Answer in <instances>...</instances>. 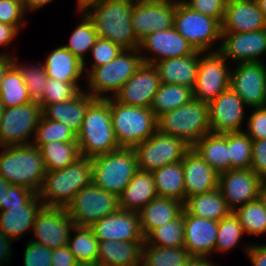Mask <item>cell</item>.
Returning a JSON list of instances; mask_svg holds the SVG:
<instances>
[{
    "label": "cell",
    "mask_w": 266,
    "mask_h": 266,
    "mask_svg": "<svg viewBox=\"0 0 266 266\" xmlns=\"http://www.w3.org/2000/svg\"><path fill=\"white\" fill-rule=\"evenodd\" d=\"M133 4L134 0H102L83 13L92 20L99 38L108 39L122 49H138L140 41L131 22Z\"/></svg>",
    "instance_id": "6da1fadb"
},
{
    "label": "cell",
    "mask_w": 266,
    "mask_h": 266,
    "mask_svg": "<svg viewBox=\"0 0 266 266\" xmlns=\"http://www.w3.org/2000/svg\"><path fill=\"white\" fill-rule=\"evenodd\" d=\"M92 175V158L81 156L64 169L47 171L39 198L44 206L66 208L83 187L92 183Z\"/></svg>",
    "instance_id": "7a4b0ae2"
},
{
    "label": "cell",
    "mask_w": 266,
    "mask_h": 266,
    "mask_svg": "<svg viewBox=\"0 0 266 266\" xmlns=\"http://www.w3.org/2000/svg\"><path fill=\"white\" fill-rule=\"evenodd\" d=\"M0 153V175L11 185L22 186L38 194L46 168L42 154L33 144L3 146Z\"/></svg>",
    "instance_id": "3957f363"
},
{
    "label": "cell",
    "mask_w": 266,
    "mask_h": 266,
    "mask_svg": "<svg viewBox=\"0 0 266 266\" xmlns=\"http://www.w3.org/2000/svg\"><path fill=\"white\" fill-rule=\"evenodd\" d=\"M77 143L81 156L90 158L121 148L112 127L110 98L95 99L88 106Z\"/></svg>",
    "instance_id": "277c9868"
},
{
    "label": "cell",
    "mask_w": 266,
    "mask_h": 266,
    "mask_svg": "<svg viewBox=\"0 0 266 266\" xmlns=\"http://www.w3.org/2000/svg\"><path fill=\"white\" fill-rule=\"evenodd\" d=\"M112 127L120 147L133 148L157 130V117L150 108L131 106L110 97Z\"/></svg>",
    "instance_id": "5b68a950"
},
{
    "label": "cell",
    "mask_w": 266,
    "mask_h": 266,
    "mask_svg": "<svg viewBox=\"0 0 266 266\" xmlns=\"http://www.w3.org/2000/svg\"><path fill=\"white\" fill-rule=\"evenodd\" d=\"M158 130L166 135L179 137L191 147L211 132L208 103L192 99L157 118Z\"/></svg>",
    "instance_id": "8992f818"
},
{
    "label": "cell",
    "mask_w": 266,
    "mask_h": 266,
    "mask_svg": "<svg viewBox=\"0 0 266 266\" xmlns=\"http://www.w3.org/2000/svg\"><path fill=\"white\" fill-rule=\"evenodd\" d=\"M142 54L139 49H123L109 63L93 68L87 75L89 93L95 99H107L112 96L102 95L113 92V97L142 65Z\"/></svg>",
    "instance_id": "52a82bcc"
},
{
    "label": "cell",
    "mask_w": 266,
    "mask_h": 266,
    "mask_svg": "<svg viewBox=\"0 0 266 266\" xmlns=\"http://www.w3.org/2000/svg\"><path fill=\"white\" fill-rule=\"evenodd\" d=\"M92 182L118 197L139 170L133 148L118 150L92 158Z\"/></svg>",
    "instance_id": "ba28073f"
},
{
    "label": "cell",
    "mask_w": 266,
    "mask_h": 266,
    "mask_svg": "<svg viewBox=\"0 0 266 266\" xmlns=\"http://www.w3.org/2000/svg\"><path fill=\"white\" fill-rule=\"evenodd\" d=\"M173 27L195 50L206 53L215 41L221 40V23L176 0Z\"/></svg>",
    "instance_id": "9c48e42d"
},
{
    "label": "cell",
    "mask_w": 266,
    "mask_h": 266,
    "mask_svg": "<svg viewBox=\"0 0 266 266\" xmlns=\"http://www.w3.org/2000/svg\"><path fill=\"white\" fill-rule=\"evenodd\" d=\"M66 209L74 225L91 227L120 209L119 197L92 182L74 196Z\"/></svg>",
    "instance_id": "30bf717a"
},
{
    "label": "cell",
    "mask_w": 266,
    "mask_h": 266,
    "mask_svg": "<svg viewBox=\"0 0 266 266\" xmlns=\"http://www.w3.org/2000/svg\"><path fill=\"white\" fill-rule=\"evenodd\" d=\"M190 148L183 139L163 134L159 130L133 147L139 170L150 173L165 165L182 161Z\"/></svg>",
    "instance_id": "8fae6325"
},
{
    "label": "cell",
    "mask_w": 266,
    "mask_h": 266,
    "mask_svg": "<svg viewBox=\"0 0 266 266\" xmlns=\"http://www.w3.org/2000/svg\"><path fill=\"white\" fill-rule=\"evenodd\" d=\"M41 115V105L32 101L5 108L0 121V147L32 144L27 140L36 133Z\"/></svg>",
    "instance_id": "7c38bea8"
},
{
    "label": "cell",
    "mask_w": 266,
    "mask_h": 266,
    "mask_svg": "<svg viewBox=\"0 0 266 266\" xmlns=\"http://www.w3.org/2000/svg\"><path fill=\"white\" fill-rule=\"evenodd\" d=\"M206 54L200 57L193 97L209 103L230 87L231 70L218 50Z\"/></svg>",
    "instance_id": "4fadbf2b"
},
{
    "label": "cell",
    "mask_w": 266,
    "mask_h": 266,
    "mask_svg": "<svg viewBox=\"0 0 266 266\" xmlns=\"http://www.w3.org/2000/svg\"><path fill=\"white\" fill-rule=\"evenodd\" d=\"M175 11L176 0H134L131 22L137 39L172 28Z\"/></svg>",
    "instance_id": "5bb4252c"
},
{
    "label": "cell",
    "mask_w": 266,
    "mask_h": 266,
    "mask_svg": "<svg viewBox=\"0 0 266 266\" xmlns=\"http://www.w3.org/2000/svg\"><path fill=\"white\" fill-rule=\"evenodd\" d=\"M73 227L74 223L66 208L43 206L33 225V234L37 238L33 242L50 250L57 249L68 244Z\"/></svg>",
    "instance_id": "9a60e30c"
},
{
    "label": "cell",
    "mask_w": 266,
    "mask_h": 266,
    "mask_svg": "<svg viewBox=\"0 0 266 266\" xmlns=\"http://www.w3.org/2000/svg\"><path fill=\"white\" fill-rule=\"evenodd\" d=\"M230 73V88L252 108L266 106V66L263 62L238 63Z\"/></svg>",
    "instance_id": "2e32d148"
},
{
    "label": "cell",
    "mask_w": 266,
    "mask_h": 266,
    "mask_svg": "<svg viewBox=\"0 0 266 266\" xmlns=\"http://www.w3.org/2000/svg\"><path fill=\"white\" fill-rule=\"evenodd\" d=\"M264 181L251 169H231L219 174L218 189L228 207L236 208L260 197Z\"/></svg>",
    "instance_id": "e0dca14e"
},
{
    "label": "cell",
    "mask_w": 266,
    "mask_h": 266,
    "mask_svg": "<svg viewBox=\"0 0 266 266\" xmlns=\"http://www.w3.org/2000/svg\"><path fill=\"white\" fill-rule=\"evenodd\" d=\"M160 85L156 67L142 63L113 98L126 105L150 108Z\"/></svg>",
    "instance_id": "ac0fdd59"
},
{
    "label": "cell",
    "mask_w": 266,
    "mask_h": 266,
    "mask_svg": "<svg viewBox=\"0 0 266 266\" xmlns=\"http://www.w3.org/2000/svg\"><path fill=\"white\" fill-rule=\"evenodd\" d=\"M91 228L98 241L144 242L139 213L121 210L105 216L94 223Z\"/></svg>",
    "instance_id": "d6986e66"
},
{
    "label": "cell",
    "mask_w": 266,
    "mask_h": 266,
    "mask_svg": "<svg viewBox=\"0 0 266 266\" xmlns=\"http://www.w3.org/2000/svg\"><path fill=\"white\" fill-rule=\"evenodd\" d=\"M210 129L213 133L243 131L245 103L230 87L208 103Z\"/></svg>",
    "instance_id": "ffe728a7"
},
{
    "label": "cell",
    "mask_w": 266,
    "mask_h": 266,
    "mask_svg": "<svg viewBox=\"0 0 266 266\" xmlns=\"http://www.w3.org/2000/svg\"><path fill=\"white\" fill-rule=\"evenodd\" d=\"M221 39L218 52L231 61L259 62L261 55L266 53V28L253 32L222 33Z\"/></svg>",
    "instance_id": "44dd1931"
},
{
    "label": "cell",
    "mask_w": 266,
    "mask_h": 266,
    "mask_svg": "<svg viewBox=\"0 0 266 266\" xmlns=\"http://www.w3.org/2000/svg\"><path fill=\"white\" fill-rule=\"evenodd\" d=\"M139 51H149L157 55L155 58L142 56L143 63L154 65L168 58L183 57L193 54L196 50L174 27L145 36L139 43Z\"/></svg>",
    "instance_id": "7402d4cb"
},
{
    "label": "cell",
    "mask_w": 266,
    "mask_h": 266,
    "mask_svg": "<svg viewBox=\"0 0 266 266\" xmlns=\"http://www.w3.org/2000/svg\"><path fill=\"white\" fill-rule=\"evenodd\" d=\"M265 28L266 21L256 0H227L222 33L253 32Z\"/></svg>",
    "instance_id": "603a6c76"
},
{
    "label": "cell",
    "mask_w": 266,
    "mask_h": 266,
    "mask_svg": "<svg viewBox=\"0 0 266 266\" xmlns=\"http://www.w3.org/2000/svg\"><path fill=\"white\" fill-rule=\"evenodd\" d=\"M185 199L218 188L219 174L192 147L182 159Z\"/></svg>",
    "instance_id": "cb8c5ba5"
},
{
    "label": "cell",
    "mask_w": 266,
    "mask_h": 266,
    "mask_svg": "<svg viewBox=\"0 0 266 266\" xmlns=\"http://www.w3.org/2000/svg\"><path fill=\"white\" fill-rule=\"evenodd\" d=\"M218 222L184 212V248L191 256L207 257L215 250Z\"/></svg>",
    "instance_id": "d4e9b609"
},
{
    "label": "cell",
    "mask_w": 266,
    "mask_h": 266,
    "mask_svg": "<svg viewBox=\"0 0 266 266\" xmlns=\"http://www.w3.org/2000/svg\"><path fill=\"white\" fill-rule=\"evenodd\" d=\"M204 52L195 51L183 57H174L160 60L154 64L161 83L179 84L194 88L200 63V55Z\"/></svg>",
    "instance_id": "484cf974"
},
{
    "label": "cell",
    "mask_w": 266,
    "mask_h": 266,
    "mask_svg": "<svg viewBox=\"0 0 266 266\" xmlns=\"http://www.w3.org/2000/svg\"><path fill=\"white\" fill-rule=\"evenodd\" d=\"M94 100V97L82 90L68 101L41 105L42 115L48 120L65 124L77 135L82 127L86 110Z\"/></svg>",
    "instance_id": "4316f807"
},
{
    "label": "cell",
    "mask_w": 266,
    "mask_h": 266,
    "mask_svg": "<svg viewBox=\"0 0 266 266\" xmlns=\"http://www.w3.org/2000/svg\"><path fill=\"white\" fill-rule=\"evenodd\" d=\"M183 212V203L177 199L157 196L138 213L142 233L146 237L152 230L178 218Z\"/></svg>",
    "instance_id": "83f0119b"
},
{
    "label": "cell",
    "mask_w": 266,
    "mask_h": 266,
    "mask_svg": "<svg viewBox=\"0 0 266 266\" xmlns=\"http://www.w3.org/2000/svg\"><path fill=\"white\" fill-rule=\"evenodd\" d=\"M144 242L99 241L98 266H141Z\"/></svg>",
    "instance_id": "f1b7e54d"
},
{
    "label": "cell",
    "mask_w": 266,
    "mask_h": 266,
    "mask_svg": "<svg viewBox=\"0 0 266 266\" xmlns=\"http://www.w3.org/2000/svg\"><path fill=\"white\" fill-rule=\"evenodd\" d=\"M157 196L152 174L138 170L119 196V207L121 210L139 212Z\"/></svg>",
    "instance_id": "f546056e"
},
{
    "label": "cell",
    "mask_w": 266,
    "mask_h": 266,
    "mask_svg": "<svg viewBox=\"0 0 266 266\" xmlns=\"http://www.w3.org/2000/svg\"><path fill=\"white\" fill-rule=\"evenodd\" d=\"M44 204H20L0 211V231L11 240L33 229L36 216Z\"/></svg>",
    "instance_id": "4dcf8cb0"
},
{
    "label": "cell",
    "mask_w": 266,
    "mask_h": 266,
    "mask_svg": "<svg viewBox=\"0 0 266 266\" xmlns=\"http://www.w3.org/2000/svg\"><path fill=\"white\" fill-rule=\"evenodd\" d=\"M183 211L188 215L211 219L217 222L233 212L228 207L223 194L218 188L214 191L185 199Z\"/></svg>",
    "instance_id": "1f68e13d"
},
{
    "label": "cell",
    "mask_w": 266,
    "mask_h": 266,
    "mask_svg": "<svg viewBox=\"0 0 266 266\" xmlns=\"http://www.w3.org/2000/svg\"><path fill=\"white\" fill-rule=\"evenodd\" d=\"M49 78L64 82H78L83 74V62L63 45L50 52L43 63Z\"/></svg>",
    "instance_id": "d6a6232c"
},
{
    "label": "cell",
    "mask_w": 266,
    "mask_h": 266,
    "mask_svg": "<svg viewBox=\"0 0 266 266\" xmlns=\"http://www.w3.org/2000/svg\"><path fill=\"white\" fill-rule=\"evenodd\" d=\"M192 148L218 174L229 170L228 133L210 132L198 140Z\"/></svg>",
    "instance_id": "836d02e7"
},
{
    "label": "cell",
    "mask_w": 266,
    "mask_h": 266,
    "mask_svg": "<svg viewBox=\"0 0 266 266\" xmlns=\"http://www.w3.org/2000/svg\"><path fill=\"white\" fill-rule=\"evenodd\" d=\"M158 196L185 202L182 161L165 165L151 173Z\"/></svg>",
    "instance_id": "e575fe53"
},
{
    "label": "cell",
    "mask_w": 266,
    "mask_h": 266,
    "mask_svg": "<svg viewBox=\"0 0 266 266\" xmlns=\"http://www.w3.org/2000/svg\"><path fill=\"white\" fill-rule=\"evenodd\" d=\"M42 154L46 171L61 170L81 157L77 142L53 141L45 144H33Z\"/></svg>",
    "instance_id": "d590c367"
},
{
    "label": "cell",
    "mask_w": 266,
    "mask_h": 266,
    "mask_svg": "<svg viewBox=\"0 0 266 266\" xmlns=\"http://www.w3.org/2000/svg\"><path fill=\"white\" fill-rule=\"evenodd\" d=\"M193 97V89L179 84H163L154 95L150 109L158 118L165 112L174 110L189 103Z\"/></svg>",
    "instance_id": "8d00e7d4"
},
{
    "label": "cell",
    "mask_w": 266,
    "mask_h": 266,
    "mask_svg": "<svg viewBox=\"0 0 266 266\" xmlns=\"http://www.w3.org/2000/svg\"><path fill=\"white\" fill-rule=\"evenodd\" d=\"M71 231H76V235L71 238V234H69L67 245L77 262L96 265L99 241L96 239L93 229L88 226L74 225Z\"/></svg>",
    "instance_id": "74e56055"
},
{
    "label": "cell",
    "mask_w": 266,
    "mask_h": 266,
    "mask_svg": "<svg viewBox=\"0 0 266 266\" xmlns=\"http://www.w3.org/2000/svg\"><path fill=\"white\" fill-rule=\"evenodd\" d=\"M190 257L184 246L166 248L150 245L144 241L141 266H184Z\"/></svg>",
    "instance_id": "f35d334b"
},
{
    "label": "cell",
    "mask_w": 266,
    "mask_h": 266,
    "mask_svg": "<svg viewBox=\"0 0 266 266\" xmlns=\"http://www.w3.org/2000/svg\"><path fill=\"white\" fill-rule=\"evenodd\" d=\"M0 99L5 108L16 107L31 102L22 75L14 64L6 71L1 82Z\"/></svg>",
    "instance_id": "ab89813d"
},
{
    "label": "cell",
    "mask_w": 266,
    "mask_h": 266,
    "mask_svg": "<svg viewBox=\"0 0 266 266\" xmlns=\"http://www.w3.org/2000/svg\"><path fill=\"white\" fill-rule=\"evenodd\" d=\"M233 213L239 219L244 233L266 234V208L260 197L236 208Z\"/></svg>",
    "instance_id": "60d3db41"
},
{
    "label": "cell",
    "mask_w": 266,
    "mask_h": 266,
    "mask_svg": "<svg viewBox=\"0 0 266 266\" xmlns=\"http://www.w3.org/2000/svg\"><path fill=\"white\" fill-rule=\"evenodd\" d=\"M145 242L166 248L184 246V211L178 218L152 230Z\"/></svg>",
    "instance_id": "b9f144b4"
},
{
    "label": "cell",
    "mask_w": 266,
    "mask_h": 266,
    "mask_svg": "<svg viewBox=\"0 0 266 266\" xmlns=\"http://www.w3.org/2000/svg\"><path fill=\"white\" fill-rule=\"evenodd\" d=\"M83 16L85 17L80 25L72 32L69 44L63 46L83 62L84 70L87 65L84 60L85 53L92 49L98 36L90 17L86 13Z\"/></svg>",
    "instance_id": "7bdbcfd3"
},
{
    "label": "cell",
    "mask_w": 266,
    "mask_h": 266,
    "mask_svg": "<svg viewBox=\"0 0 266 266\" xmlns=\"http://www.w3.org/2000/svg\"><path fill=\"white\" fill-rule=\"evenodd\" d=\"M252 139L245 131L228 133L229 170L250 169L252 159Z\"/></svg>",
    "instance_id": "ee69618b"
},
{
    "label": "cell",
    "mask_w": 266,
    "mask_h": 266,
    "mask_svg": "<svg viewBox=\"0 0 266 266\" xmlns=\"http://www.w3.org/2000/svg\"><path fill=\"white\" fill-rule=\"evenodd\" d=\"M34 135L32 144H45L53 141L77 142V135L68 126L58 121L48 120L43 115H41Z\"/></svg>",
    "instance_id": "f6af8a7d"
},
{
    "label": "cell",
    "mask_w": 266,
    "mask_h": 266,
    "mask_svg": "<svg viewBox=\"0 0 266 266\" xmlns=\"http://www.w3.org/2000/svg\"><path fill=\"white\" fill-rule=\"evenodd\" d=\"M13 64L18 68L22 75V79L28 89V94L32 102L40 104L44 97L45 83L48 76L45 71L43 64H38L36 66L31 65H20L17 63L15 58H13Z\"/></svg>",
    "instance_id": "bcb514c9"
},
{
    "label": "cell",
    "mask_w": 266,
    "mask_h": 266,
    "mask_svg": "<svg viewBox=\"0 0 266 266\" xmlns=\"http://www.w3.org/2000/svg\"><path fill=\"white\" fill-rule=\"evenodd\" d=\"M217 230L218 233L214 250L217 252H226L237 246L241 237L244 235L243 227L233 212L218 221Z\"/></svg>",
    "instance_id": "7dc6e473"
},
{
    "label": "cell",
    "mask_w": 266,
    "mask_h": 266,
    "mask_svg": "<svg viewBox=\"0 0 266 266\" xmlns=\"http://www.w3.org/2000/svg\"><path fill=\"white\" fill-rule=\"evenodd\" d=\"M78 82H64L58 79H47L44 88V97L40 105L56 104L74 98L83 89Z\"/></svg>",
    "instance_id": "c3c4849f"
},
{
    "label": "cell",
    "mask_w": 266,
    "mask_h": 266,
    "mask_svg": "<svg viewBox=\"0 0 266 266\" xmlns=\"http://www.w3.org/2000/svg\"><path fill=\"white\" fill-rule=\"evenodd\" d=\"M123 49L108 39L97 38L94 46L90 51L93 54L94 63L91 65V68L87 71V74L95 67H99L109 63L111 60L115 59L117 55Z\"/></svg>",
    "instance_id": "681fc988"
},
{
    "label": "cell",
    "mask_w": 266,
    "mask_h": 266,
    "mask_svg": "<svg viewBox=\"0 0 266 266\" xmlns=\"http://www.w3.org/2000/svg\"><path fill=\"white\" fill-rule=\"evenodd\" d=\"M24 2L20 0H0V22L13 25L19 29L25 20ZM24 19V20H23Z\"/></svg>",
    "instance_id": "f907efd6"
},
{
    "label": "cell",
    "mask_w": 266,
    "mask_h": 266,
    "mask_svg": "<svg viewBox=\"0 0 266 266\" xmlns=\"http://www.w3.org/2000/svg\"><path fill=\"white\" fill-rule=\"evenodd\" d=\"M40 201L39 195L30 189L11 185L6 190L5 205L0 206V211L8 210L11 206L20 204H43Z\"/></svg>",
    "instance_id": "816d5d0a"
},
{
    "label": "cell",
    "mask_w": 266,
    "mask_h": 266,
    "mask_svg": "<svg viewBox=\"0 0 266 266\" xmlns=\"http://www.w3.org/2000/svg\"><path fill=\"white\" fill-rule=\"evenodd\" d=\"M52 250L30 241L24 252V266H51Z\"/></svg>",
    "instance_id": "f5cc1de1"
},
{
    "label": "cell",
    "mask_w": 266,
    "mask_h": 266,
    "mask_svg": "<svg viewBox=\"0 0 266 266\" xmlns=\"http://www.w3.org/2000/svg\"><path fill=\"white\" fill-rule=\"evenodd\" d=\"M184 2L193 10L217 19L222 23L227 0H184Z\"/></svg>",
    "instance_id": "db71d44e"
},
{
    "label": "cell",
    "mask_w": 266,
    "mask_h": 266,
    "mask_svg": "<svg viewBox=\"0 0 266 266\" xmlns=\"http://www.w3.org/2000/svg\"><path fill=\"white\" fill-rule=\"evenodd\" d=\"M247 121L245 133L252 140L266 139V106L254 108Z\"/></svg>",
    "instance_id": "11a10c76"
},
{
    "label": "cell",
    "mask_w": 266,
    "mask_h": 266,
    "mask_svg": "<svg viewBox=\"0 0 266 266\" xmlns=\"http://www.w3.org/2000/svg\"><path fill=\"white\" fill-rule=\"evenodd\" d=\"M251 170L266 182V139L252 140Z\"/></svg>",
    "instance_id": "9f6ffc18"
},
{
    "label": "cell",
    "mask_w": 266,
    "mask_h": 266,
    "mask_svg": "<svg viewBox=\"0 0 266 266\" xmlns=\"http://www.w3.org/2000/svg\"><path fill=\"white\" fill-rule=\"evenodd\" d=\"M77 264L78 262L68 245L52 250L51 266H76Z\"/></svg>",
    "instance_id": "6f0895ef"
},
{
    "label": "cell",
    "mask_w": 266,
    "mask_h": 266,
    "mask_svg": "<svg viewBox=\"0 0 266 266\" xmlns=\"http://www.w3.org/2000/svg\"><path fill=\"white\" fill-rule=\"evenodd\" d=\"M245 250L253 266H266V244L246 246Z\"/></svg>",
    "instance_id": "680465c9"
},
{
    "label": "cell",
    "mask_w": 266,
    "mask_h": 266,
    "mask_svg": "<svg viewBox=\"0 0 266 266\" xmlns=\"http://www.w3.org/2000/svg\"><path fill=\"white\" fill-rule=\"evenodd\" d=\"M20 29L10 24L0 22V46L10 44L14 41Z\"/></svg>",
    "instance_id": "91938a15"
},
{
    "label": "cell",
    "mask_w": 266,
    "mask_h": 266,
    "mask_svg": "<svg viewBox=\"0 0 266 266\" xmlns=\"http://www.w3.org/2000/svg\"><path fill=\"white\" fill-rule=\"evenodd\" d=\"M11 239H8L1 231H0V266H3L2 264H7L8 260L11 258H8L11 256L12 250H11Z\"/></svg>",
    "instance_id": "94428289"
},
{
    "label": "cell",
    "mask_w": 266,
    "mask_h": 266,
    "mask_svg": "<svg viewBox=\"0 0 266 266\" xmlns=\"http://www.w3.org/2000/svg\"><path fill=\"white\" fill-rule=\"evenodd\" d=\"M13 65V58L8 53L0 52V85L6 71Z\"/></svg>",
    "instance_id": "6125c7cd"
},
{
    "label": "cell",
    "mask_w": 266,
    "mask_h": 266,
    "mask_svg": "<svg viewBox=\"0 0 266 266\" xmlns=\"http://www.w3.org/2000/svg\"><path fill=\"white\" fill-rule=\"evenodd\" d=\"M208 257L191 256L184 266H215Z\"/></svg>",
    "instance_id": "be15d7a7"
},
{
    "label": "cell",
    "mask_w": 266,
    "mask_h": 266,
    "mask_svg": "<svg viewBox=\"0 0 266 266\" xmlns=\"http://www.w3.org/2000/svg\"><path fill=\"white\" fill-rule=\"evenodd\" d=\"M51 1L52 0H25L24 2L25 11L37 10Z\"/></svg>",
    "instance_id": "e7e4bbea"
},
{
    "label": "cell",
    "mask_w": 266,
    "mask_h": 266,
    "mask_svg": "<svg viewBox=\"0 0 266 266\" xmlns=\"http://www.w3.org/2000/svg\"><path fill=\"white\" fill-rule=\"evenodd\" d=\"M11 186L3 176L0 175V206L5 205L6 190Z\"/></svg>",
    "instance_id": "03108f58"
},
{
    "label": "cell",
    "mask_w": 266,
    "mask_h": 266,
    "mask_svg": "<svg viewBox=\"0 0 266 266\" xmlns=\"http://www.w3.org/2000/svg\"><path fill=\"white\" fill-rule=\"evenodd\" d=\"M102 0H77L78 10L83 12L86 10L90 5L98 3Z\"/></svg>",
    "instance_id": "003e7915"
},
{
    "label": "cell",
    "mask_w": 266,
    "mask_h": 266,
    "mask_svg": "<svg viewBox=\"0 0 266 266\" xmlns=\"http://www.w3.org/2000/svg\"><path fill=\"white\" fill-rule=\"evenodd\" d=\"M257 4L260 8V10L262 11L263 15H264V19L266 21V0H256Z\"/></svg>",
    "instance_id": "a7ac6f4b"
},
{
    "label": "cell",
    "mask_w": 266,
    "mask_h": 266,
    "mask_svg": "<svg viewBox=\"0 0 266 266\" xmlns=\"http://www.w3.org/2000/svg\"><path fill=\"white\" fill-rule=\"evenodd\" d=\"M260 198L263 201L265 208H266V182H264L262 190H261V194H260Z\"/></svg>",
    "instance_id": "89a4df30"
},
{
    "label": "cell",
    "mask_w": 266,
    "mask_h": 266,
    "mask_svg": "<svg viewBox=\"0 0 266 266\" xmlns=\"http://www.w3.org/2000/svg\"><path fill=\"white\" fill-rule=\"evenodd\" d=\"M4 109H5L4 104L1 102V99H0V121L4 113Z\"/></svg>",
    "instance_id": "2644e50d"
},
{
    "label": "cell",
    "mask_w": 266,
    "mask_h": 266,
    "mask_svg": "<svg viewBox=\"0 0 266 266\" xmlns=\"http://www.w3.org/2000/svg\"><path fill=\"white\" fill-rule=\"evenodd\" d=\"M76 266H98V265L78 263Z\"/></svg>",
    "instance_id": "8c879c8a"
}]
</instances>
